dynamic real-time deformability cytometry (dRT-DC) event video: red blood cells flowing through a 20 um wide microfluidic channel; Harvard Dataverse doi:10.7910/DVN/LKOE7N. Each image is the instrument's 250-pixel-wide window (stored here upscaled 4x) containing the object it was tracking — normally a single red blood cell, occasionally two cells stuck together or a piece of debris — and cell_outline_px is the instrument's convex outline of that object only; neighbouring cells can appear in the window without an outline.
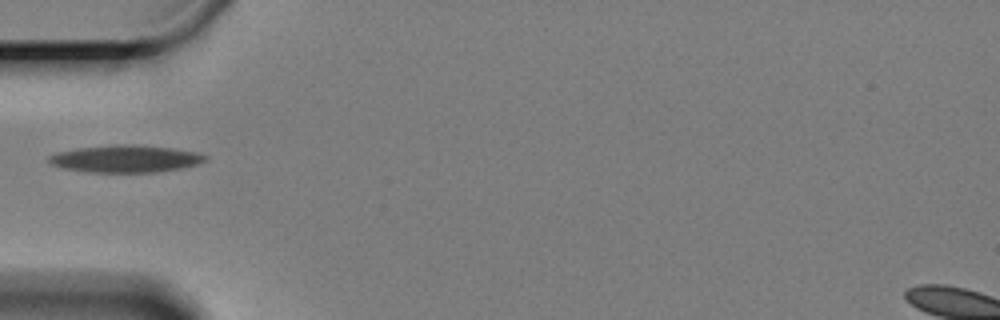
{"species": "Egyptian fruit bat (a non-hibernating species)", "species_latin": "Rousettus aegyptiacus", "temperature_condition": "cold", "stored_images_in_passage": 25, "camera_frame_rate_fps": 3000, "um_per_image_px": 0.085, "animal": {"sex": "female"}, "frame": {"image": 1, "passage_image": 1, "time_ms": 0.0, "image_size_px": [1000, 320], "cell_outline_px": [[208, 160], [196, 164], [180, 168], [156, 172], [92, 172], [64, 168], [52, 164], [48, 160], [48, 156], [56, 152], [76, 148], [116, 144], [136, 144], [172, 148], [196, 152], [208, 156]], "centroid_in_image_um": [10.67, 13.48], "position_along_channel_um": 74.3, "area_um2": 24.8}}
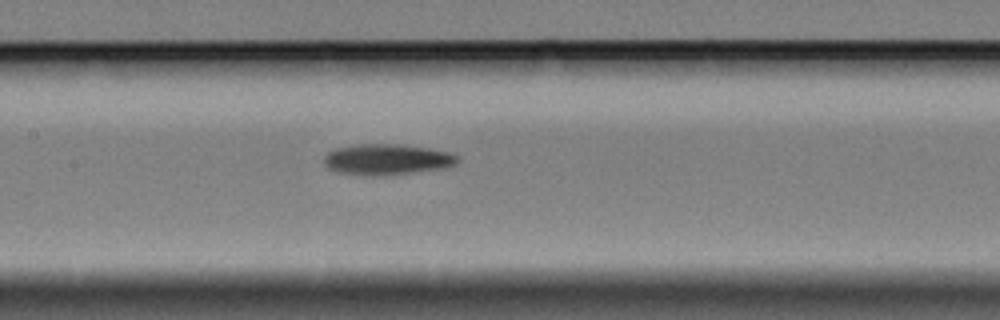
{"frame": {"image": 2, "passage_image": 10, "time_ms": 3.0, "image_size_px": [1000, 320], "cell_outline_px": [[460, 160], [456, 164], [444, 168], [408, 172], [368, 176], [336, 172], [328, 168], [324, 164], [324, 156], [328, 152], [336, 148], [360, 144], [396, 144], [428, 148], [448, 152], [460, 156]], "centroid_in_image_um": [32.88, 13.54], "position_along_channel_um": 174.5, "area_um2": 23.76}}
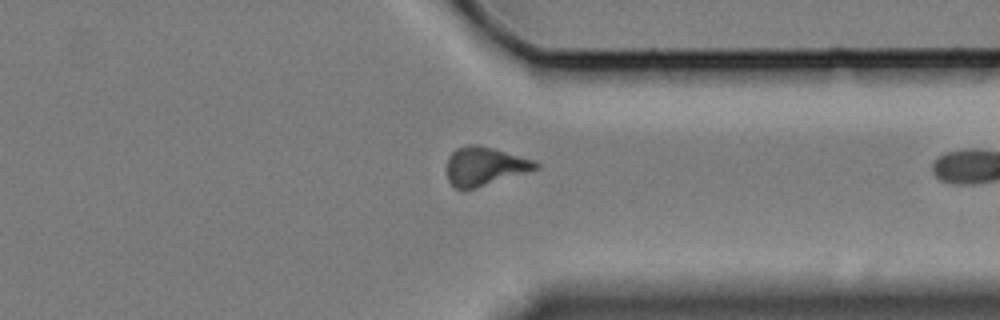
{"frame": {"image": 3, "passage_image": 24, "time_ms": 7.667, "image_size_px": [1000, 320], "cell_outline_px": [[540, 168], [476, 188], [456, 188], [448, 180], [448, 156], [456, 148], [468, 144], [480, 144], [536, 160], [540, 164]], "centroid_in_image_um": [41.24, 14.1], "position_along_channel_um": 370.2, "area_um2": 20.0}}